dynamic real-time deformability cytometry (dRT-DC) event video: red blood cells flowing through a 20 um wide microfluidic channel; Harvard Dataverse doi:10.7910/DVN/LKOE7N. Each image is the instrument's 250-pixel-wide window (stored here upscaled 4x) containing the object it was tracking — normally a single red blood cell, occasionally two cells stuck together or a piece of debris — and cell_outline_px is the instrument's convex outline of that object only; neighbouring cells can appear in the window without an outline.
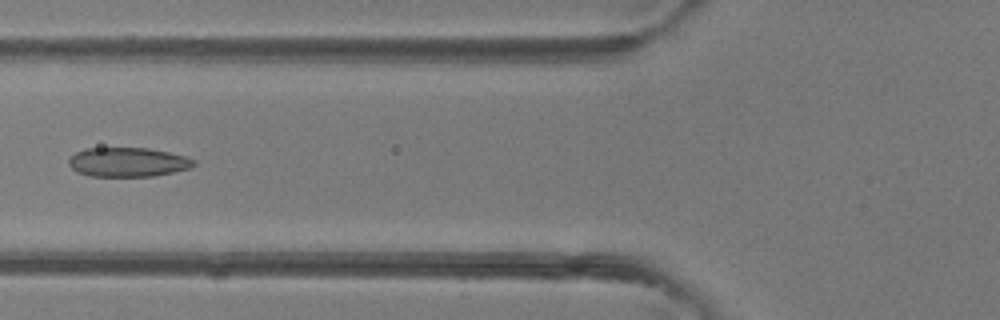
{"species": "common noctule bat (a hibernating species)", "species_latin": "Nyctalus noctula", "temperature_condition": "room temperature", "stored_images_in_passage": 5, "camera_frame_rate_fps": 3000, "um_per_image_px": 0.085, "animal": {"sex": "female"}, "frame": {"image": 1, "passage_image": 5, "time_ms": 4.667, "image_size_px": [1000, 320], "cell_outline_px": [[196, 164], [188, 168], [172, 172], [152, 176], [88, 176], [76, 172], [68, 164], [68, 156], [84, 148], [148, 148], [188, 156], [196, 160]], "centroid_in_image_um": [10.83, 13.77], "position_along_channel_um": 115.0, "area_um2": 21.5}}